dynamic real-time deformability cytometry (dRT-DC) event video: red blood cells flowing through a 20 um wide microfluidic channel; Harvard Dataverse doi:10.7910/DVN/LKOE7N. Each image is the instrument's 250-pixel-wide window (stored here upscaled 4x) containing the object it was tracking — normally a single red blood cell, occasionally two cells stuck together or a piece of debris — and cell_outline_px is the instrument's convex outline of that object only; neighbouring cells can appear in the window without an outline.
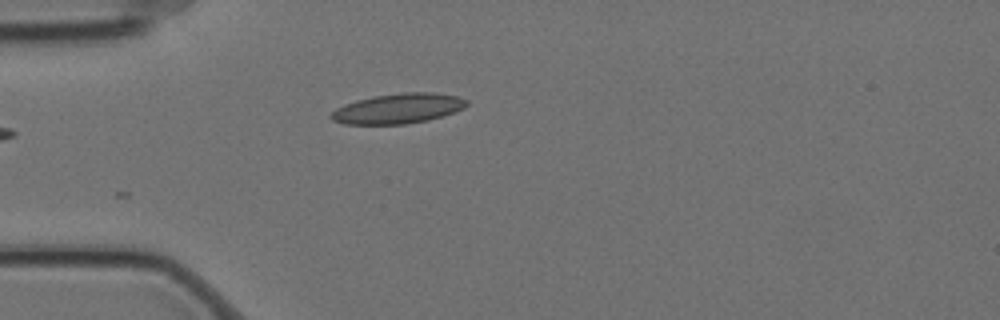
{"species": "Egyptian fruit bat (a non-hibernating species)", "species_latin": "Rousettus aegyptiacus", "temperature_condition": "cold", "stored_images_in_passage": 5, "camera_frame_rate_fps": 3000, "um_per_image_px": 0.085, "animal": {"sex": "female"}, "frame": {"image": 1, "passage_image": 5, "time_ms": 1.333, "image_size_px": [1000, 320], "cell_outline_px": [[468, 104], [464, 108], [428, 120], [408, 124], [344, 124], [332, 120], [328, 116], [336, 108], [344, 104], [356, 100], [372, 96], [404, 92], [432, 92], [456, 96], [468, 100]], "centroid_in_image_um": [33.8, 9.22], "position_along_channel_um": 51.2, "area_um2": 23.76}}